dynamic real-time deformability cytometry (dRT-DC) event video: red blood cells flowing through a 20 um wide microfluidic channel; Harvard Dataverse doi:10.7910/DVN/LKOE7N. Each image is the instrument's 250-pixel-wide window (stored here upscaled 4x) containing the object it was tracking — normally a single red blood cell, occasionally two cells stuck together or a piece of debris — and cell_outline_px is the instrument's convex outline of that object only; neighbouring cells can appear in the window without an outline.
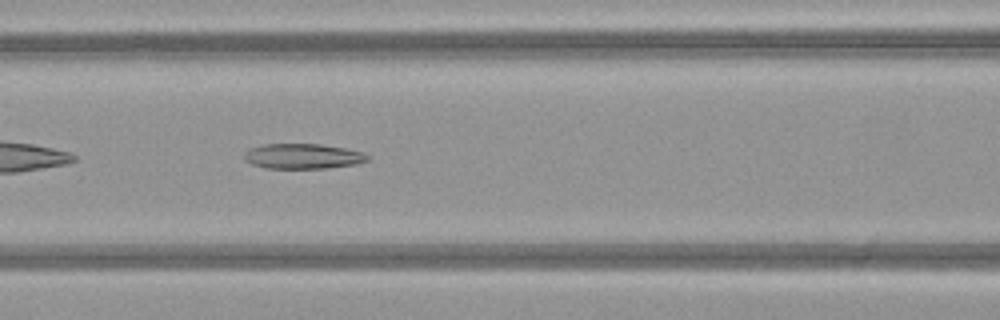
{"species": "common noctule bat (a hibernating species)", "species_latin": "Nyctalus noctula", "temperature_condition": "warm", "stored_images_in_passage": 35, "camera_frame_rate_fps": 3000, "um_per_image_px": 0.085, "animal": {"sex": "female", "body_mass_g": 21.9}, "frame": {"image": 1, "passage_image": 7, "time_ms": 2.0, "image_size_px": [1000, 320], "cell_outline_px": [[368, 160], [356, 164], [324, 168], [264, 168], [252, 164], [244, 160], [244, 152], [248, 148], [260, 144], [320, 144], [344, 148], [364, 152], [368, 156]], "centroid_in_image_um": [25.69, 13.27], "position_along_channel_um": 140.9, "area_um2": 18.15}}
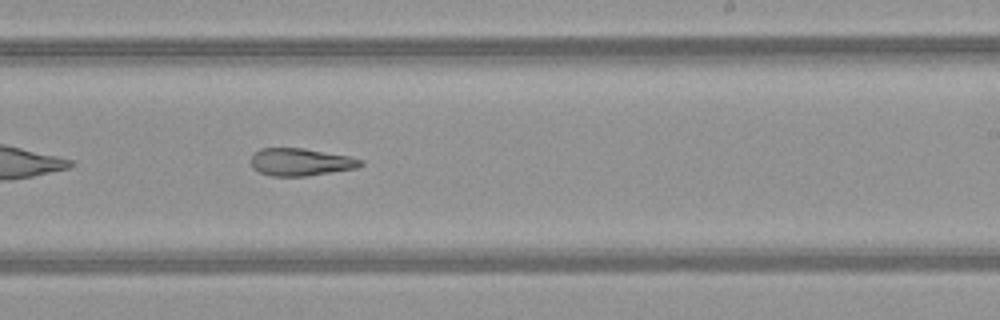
{"frame": {"image": 2, "passage_image": 16, "time_ms": 5.0, "image_size_px": [1000, 320], "cell_outline_px": [[364, 164], [356, 168], [308, 176], [272, 176], [260, 172], [252, 168], [248, 160], [260, 148], [304, 148], [348, 156], [364, 160]], "centroid_in_image_um": [25.53, 13.77], "position_along_channel_um": 263.5, "area_um2": 17.69}}
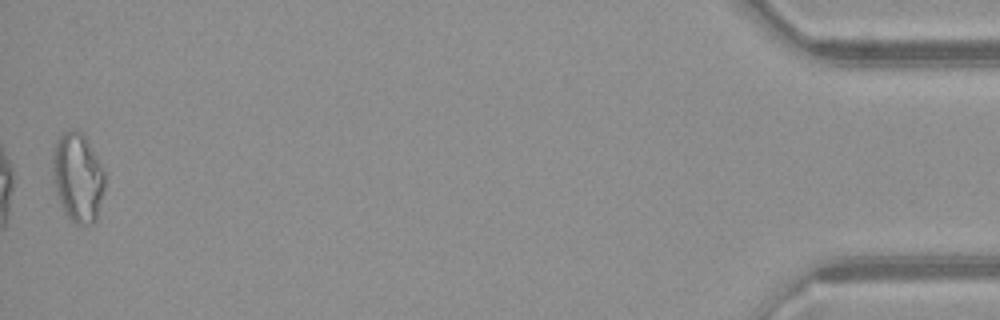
{"frame": {"image": 3, "passage_image": 35, "time_ms": 11.333, "image_size_px": [1000, 320], "cell_outline_px": [[104, 192], [96, 220], [92, 224], [76, 224], [64, 212], [60, 204], [56, 192], [52, 172], [52, 156], [56, 140], [64, 132], [80, 132], [84, 136], [100, 164], [104, 172]], "centroid_in_image_um": [6.6, 15.13], "position_along_channel_um": 428.6, "area_um2": 26.65}, "authors_computed_cell_mechanics": {"area_um2": 18.7272, "velocity_mm_per_s": 4.1037, "shape_relaxation_time_tau1_ms": null, "shape_relaxation_time_tau2_ms": 5.2462, "deformation_change_tau1": null, "deformation_change_tau2": 0.1721}}